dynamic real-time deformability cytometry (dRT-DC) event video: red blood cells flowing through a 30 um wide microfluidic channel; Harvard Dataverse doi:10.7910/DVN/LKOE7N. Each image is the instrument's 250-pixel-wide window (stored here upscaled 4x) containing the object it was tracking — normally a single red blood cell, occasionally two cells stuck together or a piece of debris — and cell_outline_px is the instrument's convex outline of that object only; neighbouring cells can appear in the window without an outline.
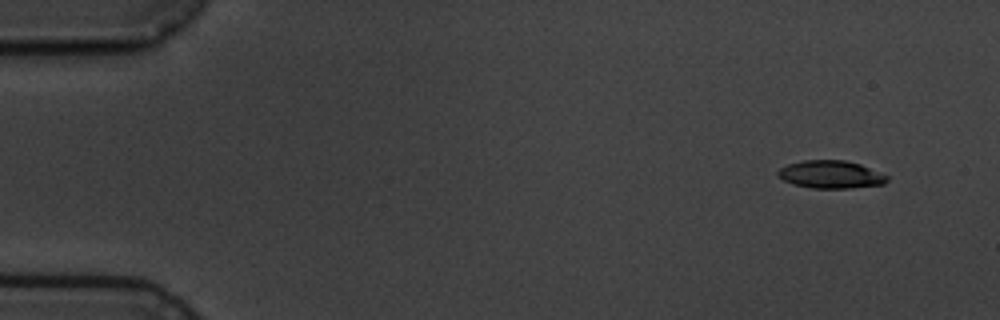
{"species": "common noctule bat (a hibernating species)", "species_latin": "Nyctalus noctula", "temperature_condition": "cold", "stored_images_in_passage": 14, "camera_frame_rate_fps": 3000, "um_per_image_px": 0.085, "animal": {"sex": "male", "body_mass_g": 19.5, "forearm_length_mm": 54.6}, "frame": {"image": 1, "passage_image": 1, "time_ms": 0.0, "image_size_px": [1000, 320], "cell_outline_px": [[888, 180], [884, 184], [852, 188], [812, 188], [792, 184], [776, 176], [776, 172], [780, 168], [788, 164], [804, 160], [844, 160], [860, 164], [888, 176]], "centroid_in_image_um": [70.59, 14.83], "position_along_channel_um": 14.4, "area_um2": 17.69}}
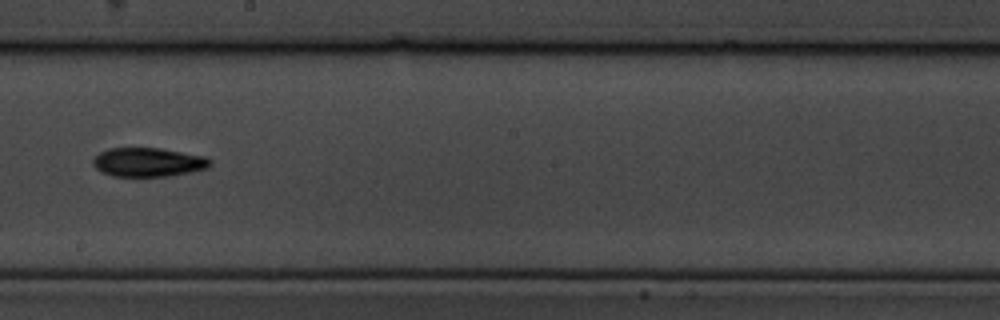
{"frame": {"image": 2, "passage_image": 8, "time_ms": 9.333, "image_size_px": [1000, 320], "cell_outline_px": [[212, 164], [208, 168], [168, 176], [112, 176], [100, 172], [92, 164], [92, 160], [100, 152], [108, 148], [160, 148], [204, 156], [212, 160]], "centroid_in_image_um": [12.58, 13.78], "position_along_channel_um": 235.6, "area_um2": 19.77}}
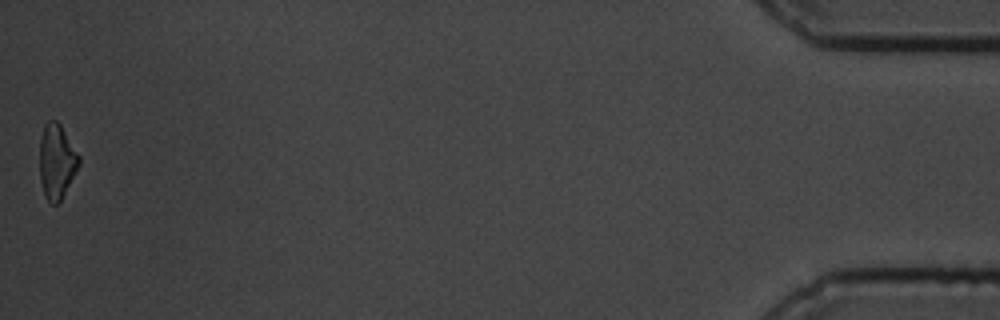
{"frame": {"image": 3, "passage_image": 14, "time_ms": 17.333, "image_size_px": [1000, 320], "cell_outline_px": [[80, 164], [60, 200], [56, 204], [52, 204], [44, 196], [40, 180], [40, 136], [44, 124], [48, 120], [56, 120], [60, 124], [80, 156]], "centroid_in_image_um": [4.8, 13.69], "position_along_channel_um": 430.4, "area_um2": 17.05}, "authors_computed_cell_mechanics": {"area_um2": 19.1318, "velocity_mm_per_s": 3.5929, "shape_relaxation_time_tau1_ms": 3.8875, "shape_relaxation_time_tau2_ms": 9.2421, "deformation_change_tau1": 0.1272, "deformation_change_tau2": 0.1721}}